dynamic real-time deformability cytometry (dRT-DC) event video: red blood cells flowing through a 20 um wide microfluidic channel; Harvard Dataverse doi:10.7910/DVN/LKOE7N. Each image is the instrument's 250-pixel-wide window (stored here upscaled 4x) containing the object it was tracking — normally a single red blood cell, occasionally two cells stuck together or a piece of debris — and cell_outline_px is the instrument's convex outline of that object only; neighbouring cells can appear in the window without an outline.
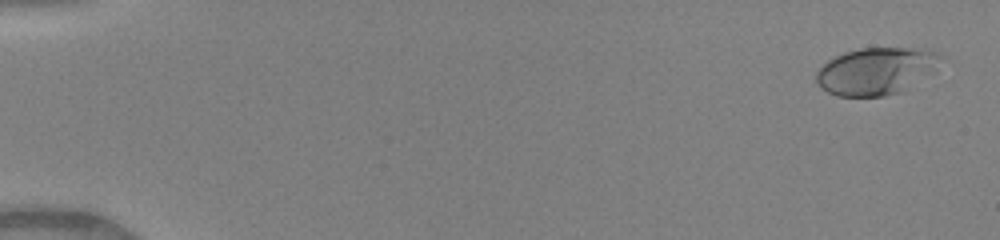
{"species": "human", "species_latin": "Homo sapiens", "temperature_condition": "warm", "stored_images_in_passage": 50, "camera_frame_rate_fps": 3000, "um_per_image_px": 0.085, "donor": {"sex": "female"}, "frame": {"image": 1, "passage_image": 2, "time_ms": 0.333, "image_size_px": [1000, 240], "cell_outline_px": [[940, 56], [936, 72], [900, 92], [884, 96], [836, 96], [828, 92], [816, 80], [816, 72], [828, 60], [844, 52], [860, 48], [932, 48]], "centroid_in_image_um": [74.52, 6.03], "position_along_channel_um": 10.5, "area_um2": 34.28}}
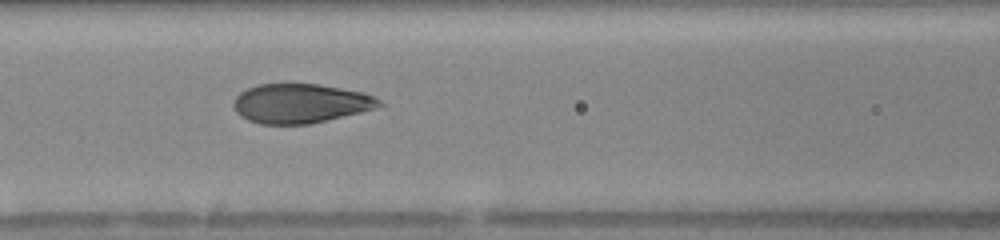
{"frame": {"image": 2, "passage_image": 23, "time_ms": 7.333, "image_size_px": [1000, 240], "cell_outline_px": [[384, 104], [376, 108], [360, 112], [308, 124], [260, 124], [248, 120], [240, 116], [236, 112], [232, 104], [236, 96], [240, 92], [256, 84], [320, 84], [364, 92], [380, 100]], "centroid_in_image_um": [25.51, 8.78], "position_along_channel_um": 141.1, "area_um2": 33.35}}
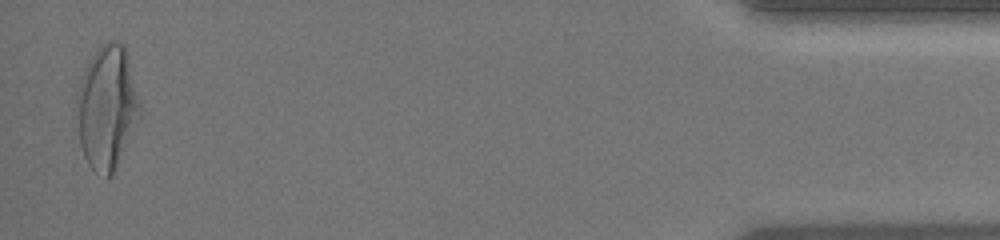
{"frame": {"image": 3, "passage_image": 49, "time_ms": 16.0, "image_size_px": [1000, 240], "cell_outline_px": [[140, 116], [112, 172], [108, 176], [92, 168], [88, 164], [84, 156], [80, 144], [76, 100], [76, 92], [80, 80], [88, 60], [100, 44], [108, 40], [112, 40], [124, 44], [128, 52], [140, 104]], "centroid_in_image_um": [9.08, 9.0], "position_along_channel_um": 426.1, "area_um2": 44.91}, "authors_computed_cell_mechanics": {"area_um2": 34.2754, "velocity_mm_per_s": 4.1325, "shape_relaxation_time_tau1_ms": 5.3079, "shape_relaxation_time_tau2_ms": null, "deformation_change_tau1": 0.2477, "deformation_change_tau2": null}}